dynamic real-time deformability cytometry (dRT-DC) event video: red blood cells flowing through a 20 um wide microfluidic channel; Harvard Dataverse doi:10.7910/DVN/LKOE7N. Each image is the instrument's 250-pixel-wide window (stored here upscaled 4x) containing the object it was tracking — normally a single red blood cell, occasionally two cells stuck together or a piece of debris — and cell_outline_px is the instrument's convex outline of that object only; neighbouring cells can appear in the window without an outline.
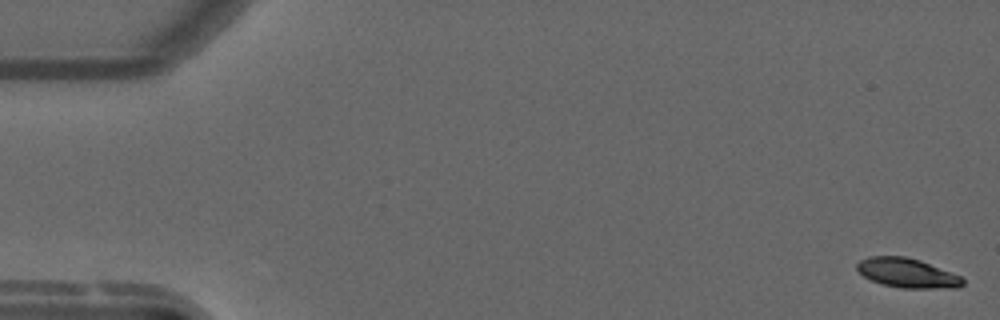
{"species": "common noctule bat (a hibernating species)", "species_latin": "Nyctalus noctula", "temperature_condition": "warm", "stored_images_in_passage": 54, "camera_frame_rate_fps": 3000, "um_per_image_px": 0.085, "animal": {"sex": "male", "forearm_length_mm": 52.5}, "frame": {"image": 1, "passage_image": 1, "time_ms": 0.0, "image_size_px": [1000, 320], "cell_outline_px": [[964, 284], [960, 288], [900, 288], [884, 284], [872, 280], [864, 276], [856, 268], [856, 264], [860, 260], [868, 256], [904, 256], [920, 260], [960, 276], [964, 280]], "centroid_in_image_um": [77.12, 23.2], "position_along_channel_um": 7.9, "area_um2": 18.03}}
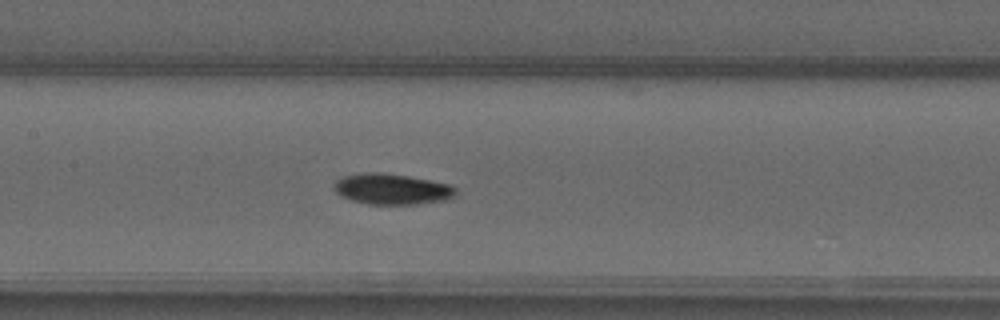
{"frame": {"image": 2, "passage_image": 26, "time_ms": 8.333, "image_size_px": [1000, 320], "cell_outline_px": [[456, 196], [448, 200], [420, 204], [368, 204], [352, 200], [340, 196], [332, 188], [336, 180], [344, 176], [364, 172], [380, 172], [408, 176], [452, 184], [456, 188]], "centroid_in_image_um": [33.34, 16.07], "position_along_channel_um": 174.1, "area_um2": 22.14}}
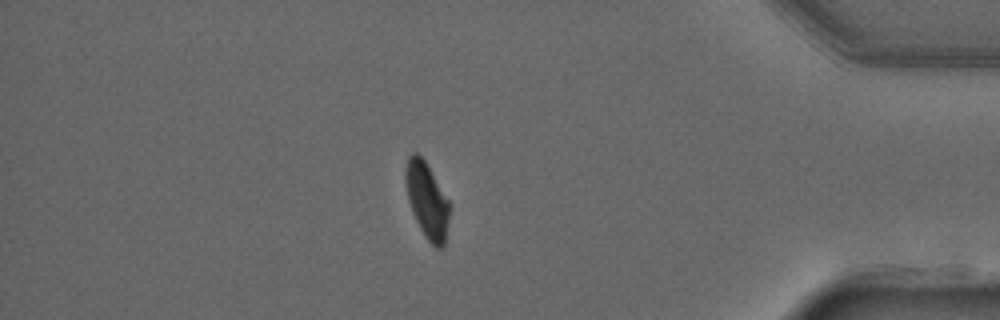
{"frame": {"image": 3, "passage_image": 47, "time_ms": 15.333, "image_size_px": [1000, 320], "cell_outline_px": [[452, 208], [444, 248], [436, 248], [424, 236], [412, 212], [408, 200], [404, 180], [404, 168], [408, 156], [412, 152], [416, 152], [424, 160], [452, 204]], "centroid_in_image_um": [36.32, 17.04], "position_along_channel_um": 398.9, "area_um2": 20.0}, "authors_computed_cell_mechanics": {"area_um2": 20.23, "velocity_mm_per_s": 3.7524, "shape_relaxation_time_tau1_ms": 4.5242, "shape_relaxation_time_tau2_ms": null, "deformation_change_tau1": 0.154, "deformation_change_tau2": null}}